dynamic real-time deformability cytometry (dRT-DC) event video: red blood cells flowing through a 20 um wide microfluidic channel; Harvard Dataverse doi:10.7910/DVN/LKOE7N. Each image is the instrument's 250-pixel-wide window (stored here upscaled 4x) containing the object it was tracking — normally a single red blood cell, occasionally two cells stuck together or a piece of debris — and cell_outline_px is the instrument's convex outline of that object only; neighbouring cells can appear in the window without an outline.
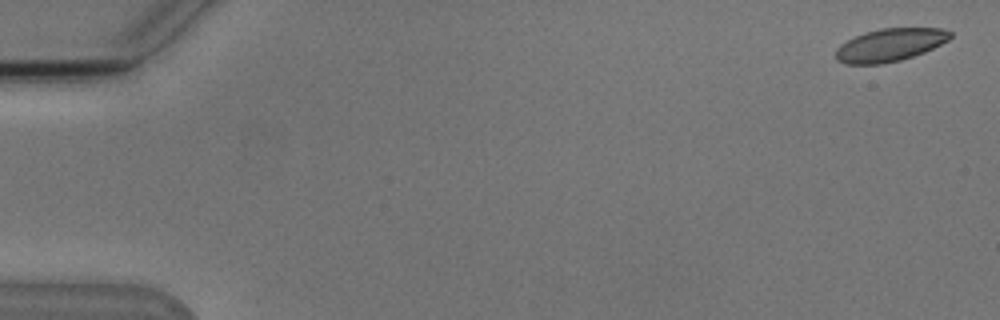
{"species": "Egyptian fruit bat (a non-hibernating species)", "species_latin": "Rousettus aegyptiacus", "temperature_condition": "cold", "stored_images_in_passage": 3, "camera_frame_rate_fps": 3000, "um_per_image_px": 0.085, "animal": {"sex": "male"}, "frame": {"image": 1, "passage_image": 1, "time_ms": 0.0, "image_size_px": [1000, 320], "cell_outline_px": [[952, 36], [948, 40], [924, 52], [900, 60], [880, 64], [844, 64], [836, 60], [836, 48], [840, 44], [856, 36], [880, 28], [940, 28], [952, 32]], "centroid_in_image_um": [75.63, 3.82], "position_along_channel_um": 9.4, "area_um2": 21.73}}